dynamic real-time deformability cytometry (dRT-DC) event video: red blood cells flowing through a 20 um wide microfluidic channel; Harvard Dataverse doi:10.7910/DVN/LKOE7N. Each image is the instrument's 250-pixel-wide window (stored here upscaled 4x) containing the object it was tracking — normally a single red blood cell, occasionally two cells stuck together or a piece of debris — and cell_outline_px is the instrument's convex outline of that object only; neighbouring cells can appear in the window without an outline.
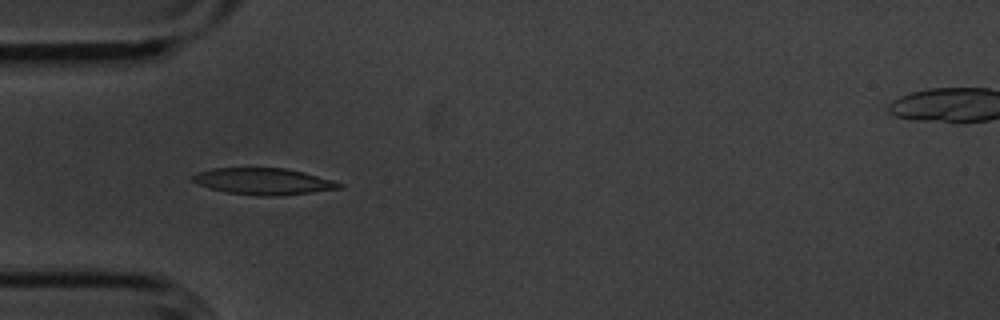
{"species": "common noctule bat (a hibernating species)", "species_latin": "Nyctalus noctula", "temperature_condition": "cold", "stored_images_in_passage": 55, "camera_frame_rate_fps": 3000, "um_per_image_px": 0.085, "animal": {"sex": "male", "body_mass_g": 20.1, "forearm_length_mm": 53.5}, "frame": {"image": 1, "passage_image": 17, "time_ms": 5.333, "image_size_px": [1000, 320], "cell_outline_px": [[344, 184], [340, 188], [276, 196], [264, 196], [228, 192], [208, 188], [192, 180], [192, 176], [196, 172], [212, 168], [284, 168], [304, 172], [332, 180]], "centroid_in_image_um": [22.36, 15.4], "position_along_channel_um": 62.6, "area_um2": 22.31}}
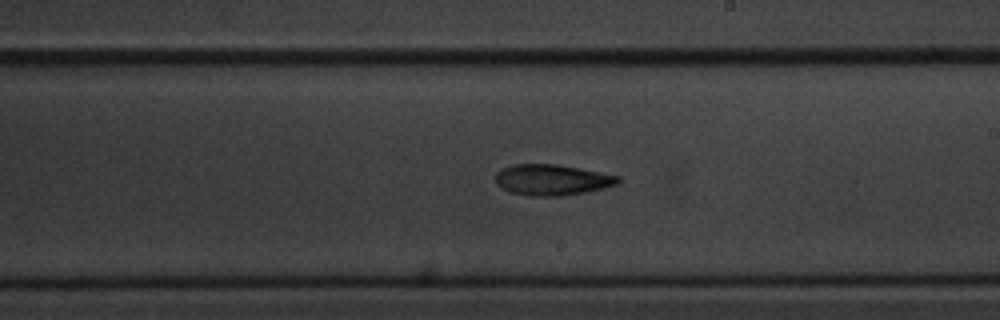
{"frame": {"image": 2, "passage_image": 32, "time_ms": 10.333, "image_size_px": [1000, 320], "cell_outline_px": [[620, 180], [616, 184], [604, 188], [564, 196], [532, 196], [508, 192], [496, 184], [496, 172], [512, 164], [556, 164], [580, 168], [620, 176]], "centroid_in_image_um": [46.9, 15.29], "position_along_channel_um": 242.1, "area_um2": 22.08}}
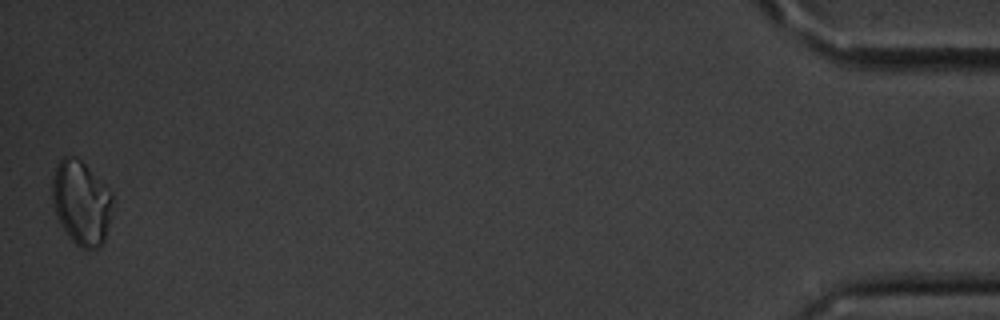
{"frame": {"image": 3, "passage_image": 55, "time_ms": 18.0, "image_size_px": [1000, 320], "cell_outline_px": [[112, 200], [104, 240], [96, 248], [80, 248], [72, 240], [64, 228], [52, 204], [52, 180], [56, 168], [60, 160], [64, 156], [72, 156], [80, 160], [112, 192]], "centroid_in_image_um": [6.89, 17.21], "position_along_channel_um": 428.3, "area_um2": 28.67}, "authors_computed_cell_mechanics": {"area_um2": 21.9062, "velocity_mm_per_s": 3.6095, "shape_relaxation_time_tau1_ms": 3.7728, "shape_relaxation_time_tau2_ms": null, "deformation_change_tau1": 0.1429, "deformation_change_tau2": null}}